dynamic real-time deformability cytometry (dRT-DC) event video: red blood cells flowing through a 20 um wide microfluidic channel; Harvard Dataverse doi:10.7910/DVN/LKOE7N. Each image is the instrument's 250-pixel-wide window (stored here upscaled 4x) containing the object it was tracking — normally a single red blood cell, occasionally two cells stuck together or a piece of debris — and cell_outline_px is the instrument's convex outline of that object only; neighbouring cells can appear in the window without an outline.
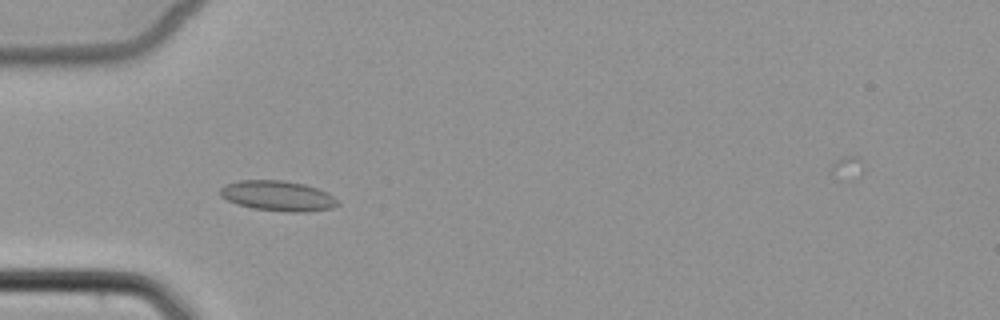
{"species": "common noctule bat (a hibernating species)", "species_latin": "Nyctalus noctula", "temperature_condition": "cold", "stored_images_in_passage": 5, "camera_frame_rate_fps": 3000, "um_per_image_px": 0.085, "animal": {"sex": "female", "body_mass_g": 22.7, "forearm_length_mm": 54.2}, "frame": {"image": 1, "passage_image": 5, "time_ms": 5.0, "image_size_px": [1000, 320], "cell_outline_px": [[340, 204], [332, 208], [304, 212], [284, 212], [252, 208], [228, 200], [220, 196], [220, 188], [224, 184], [240, 180], [284, 180], [304, 184], [328, 192]], "centroid_in_image_um": [23.61, 16.64], "position_along_channel_um": 61.4, "area_um2": 20.69}}